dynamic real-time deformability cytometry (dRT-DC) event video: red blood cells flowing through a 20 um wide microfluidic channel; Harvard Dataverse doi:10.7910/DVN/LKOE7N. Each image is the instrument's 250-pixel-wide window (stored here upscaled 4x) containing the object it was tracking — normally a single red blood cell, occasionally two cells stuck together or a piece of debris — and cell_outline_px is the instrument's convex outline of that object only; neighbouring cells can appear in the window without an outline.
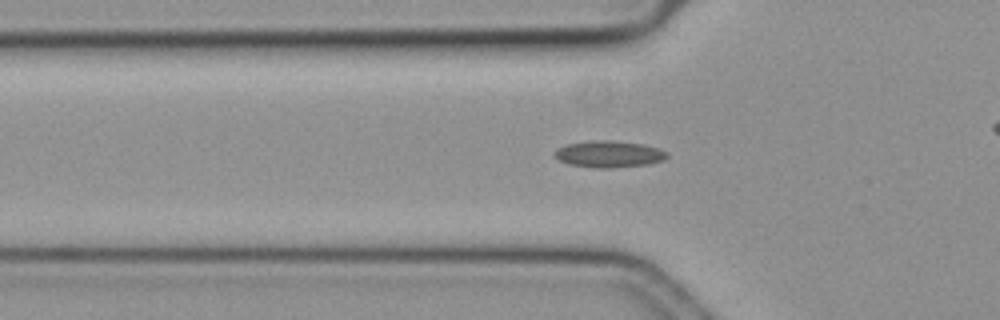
{"species": "common noctule bat (a hibernating species)", "species_latin": "Nyctalus noctula", "temperature_condition": "cold", "stored_images_in_passage": 47, "camera_frame_rate_fps": 3000, "um_per_image_px": 0.085, "animal": {"sex": "female", "body_mass_g": 19.3, "forearm_length_mm": 54.1}, "frame": {"image": 1, "passage_image": 19, "time_ms": 6.0, "image_size_px": [1000, 320], "cell_outline_px": [[668, 156], [664, 160], [648, 164], [612, 168], [596, 168], [568, 164], [552, 156], [556, 148], [568, 144], [592, 140], [612, 140], [644, 144], [660, 148], [668, 152]], "centroid_in_image_um": [51.77, 13.09], "position_along_channel_um": 74.0, "area_um2": 17.69}}
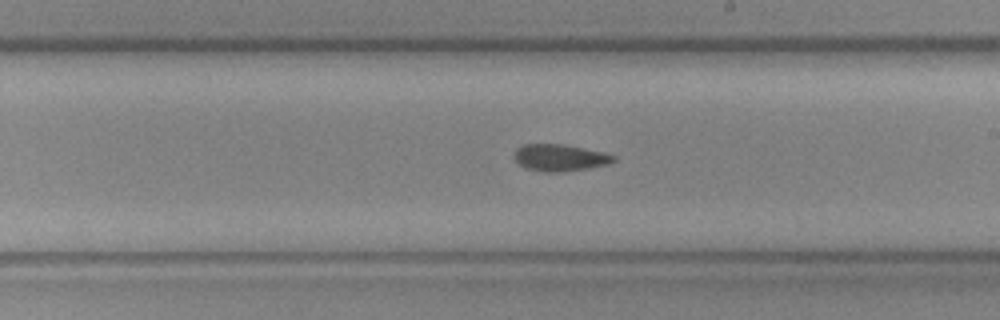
{"frame": {"image": 2, "passage_image": 33, "time_ms": 10.667, "image_size_px": [1000, 320], "cell_outline_px": [[616, 160], [608, 164], [588, 168], [564, 172], [544, 172], [524, 168], [512, 156], [516, 148], [524, 144], [564, 144], [604, 152], [616, 156]], "centroid_in_image_um": [47.58, 13.4], "position_along_channel_um": 241.4, "area_um2": 15.72}}
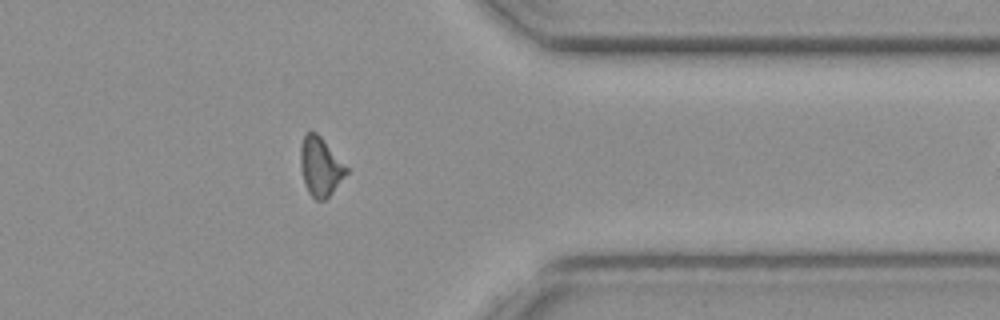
{"frame": {"image": 3, "passage_image": 46, "time_ms": 15.0, "image_size_px": [1000, 320], "cell_outline_px": [[348, 172], [332, 192], [324, 200], [316, 200], [308, 192], [304, 184], [300, 168], [300, 148], [304, 136], [308, 132], [316, 132], [320, 136], [348, 168]], "centroid_in_image_um": [27.21, 14.17], "position_along_channel_um": 384.2, "area_um2": 15.55}}